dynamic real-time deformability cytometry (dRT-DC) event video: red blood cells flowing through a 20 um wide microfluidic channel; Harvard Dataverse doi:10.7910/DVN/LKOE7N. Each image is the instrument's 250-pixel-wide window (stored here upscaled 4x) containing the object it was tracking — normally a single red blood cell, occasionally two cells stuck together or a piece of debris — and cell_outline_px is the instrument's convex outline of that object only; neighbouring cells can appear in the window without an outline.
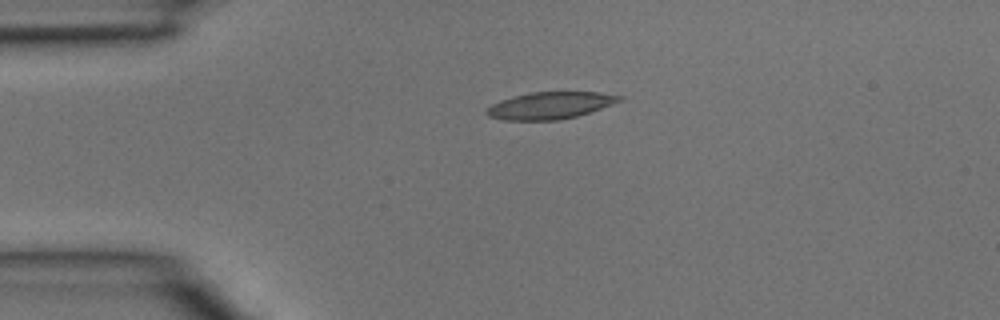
{"species": "common noctule bat (a hibernating species)", "species_latin": "Nyctalus noctula", "temperature_condition": "room temperature", "stored_images_in_passage": 3, "camera_frame_rate_fps": 3000, "um_per_image_px": 0.085, "animal": {"sex": "male", "body_mass_g": 15.6}, "frame": {"image": 1, "passage_image": 2, "time_ms": 0.333, "image_size_px": [1000, 320], "cell_outline_px": [[624, 100], [576, 116], [556, 120], [504, 120], [488, 116], [484, 112], [492, 104], [500, 100], [532, 92], [600, 92], [624, 96]], "centroid_in_image_um": [46.77, 8.96], "position_along_channel_um": 38.2, "area_um2": 20.69}}